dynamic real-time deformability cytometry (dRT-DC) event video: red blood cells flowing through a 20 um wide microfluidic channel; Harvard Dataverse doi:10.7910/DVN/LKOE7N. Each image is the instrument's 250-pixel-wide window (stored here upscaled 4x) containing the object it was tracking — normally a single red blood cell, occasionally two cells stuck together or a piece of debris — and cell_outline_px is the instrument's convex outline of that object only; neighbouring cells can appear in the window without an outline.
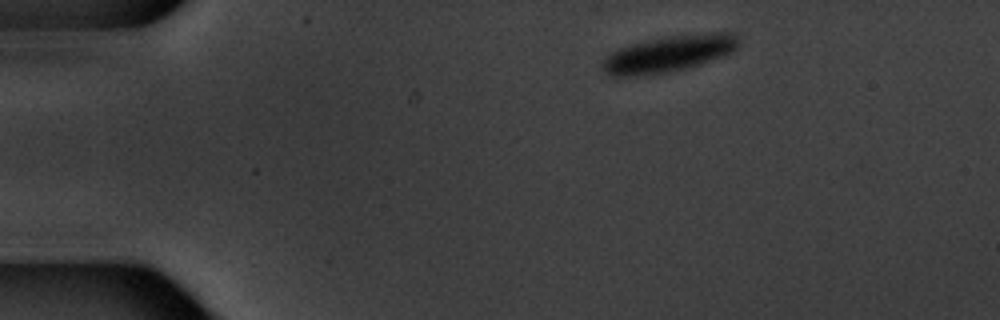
{"species": "common noctule bat (a hibernating species)", "species_latin": "Nyctalus noctula", "temperature_condition": "warm", "stored_images_in_passage": 3, "camera_frame_rate_fps": 3000, "um_per_image_px": 0.085, "animal": {"sex": "male", "body_mass_g": 20.1, "forearm_length_mm": 53.5}, "frame": {"image": 1, "passage_image": 1, "time_ms": 0.0, "image_size_px": [1000, 320], "cell_outline_px": [[740, 44], [732, 52], [700, 64], [668, 72], [640, 76], [612, 76], [604, 72], [600, 64], [604, 56], [620, 48], [632, 44], [664, 36], [712, 32], [736, 32], [740, 40]], "centroid_in_image_um": [56.85, 4.56], "position_along_channel_um": 28.1, "area_um2": 29.13}}